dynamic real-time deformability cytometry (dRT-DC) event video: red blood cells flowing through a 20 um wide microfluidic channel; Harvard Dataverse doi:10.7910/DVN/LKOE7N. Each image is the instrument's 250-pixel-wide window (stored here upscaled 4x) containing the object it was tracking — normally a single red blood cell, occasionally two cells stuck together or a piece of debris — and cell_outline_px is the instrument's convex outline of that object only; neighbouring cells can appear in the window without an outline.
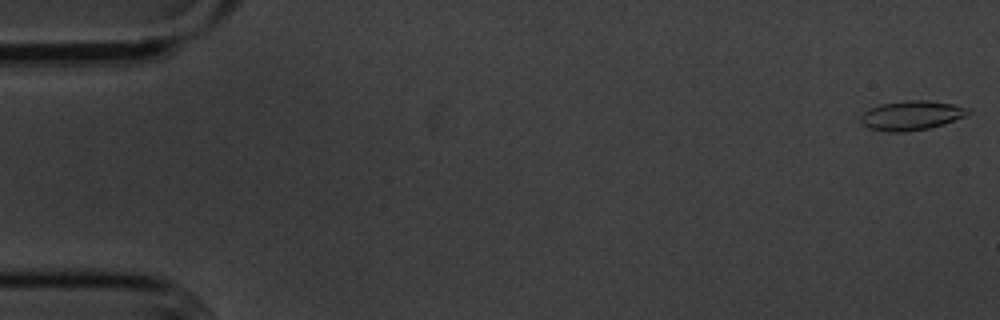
{"species": "common noctule bat (a hibernating species)", "species_latin": "Nyctalus noctula", "temperature_condition": "cold", "stored_images_in_passage": 51, "camera_frame_rate_fps": 3000, "um_per_image_px": 0.085, "animal": {"sex": "male", "body_mass_g": 20.1, "forearm_length_mm": 53.5}, "frame": {"image": 1, "passage_image": 1, "time_ms": 0.0, "image_size_px": [1000, 320], "cell_outline_px": [[972, 112], [964, 116], [944, 124], [928, 128], [904, 132], [888, 132], [868, 128], [860, 124], [860, 116], [868, 108], [880, 104], [904, 100], [924, 100], [952, 104], [972, 108]], "centroid_in_image_um": [77.44, 9.81], "position_along_channel_um": 7.6, "area_um2": 18.61}}
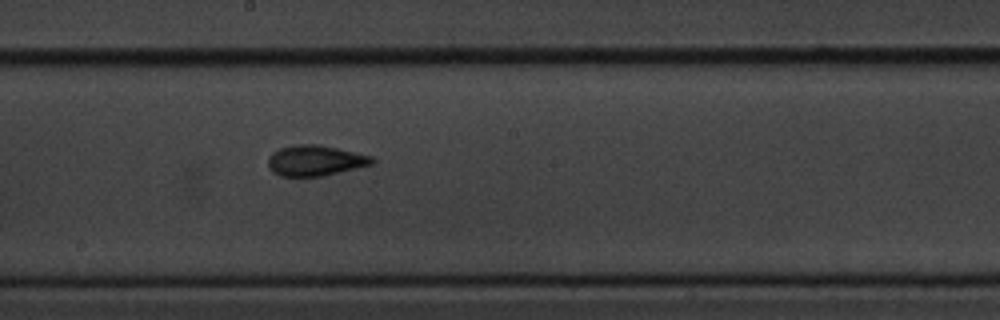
{"frame": {"image": 2, "passage_image": 30, "time_ms": 9.667, "image_size_px": [1000, 320], "cell_outline_px": [[376, 160], [372, 164], [356, 168], [320, 176], [280, 176], [272, 172], [268, 168], [268, 156], [272, 152], [280, 148], [296, 144], [320, 144], [372, 156]], "centroid_in_image_um": [26.76, 13.63], "position_along_channel_um": 221.4, "area_um2": 18.55}}
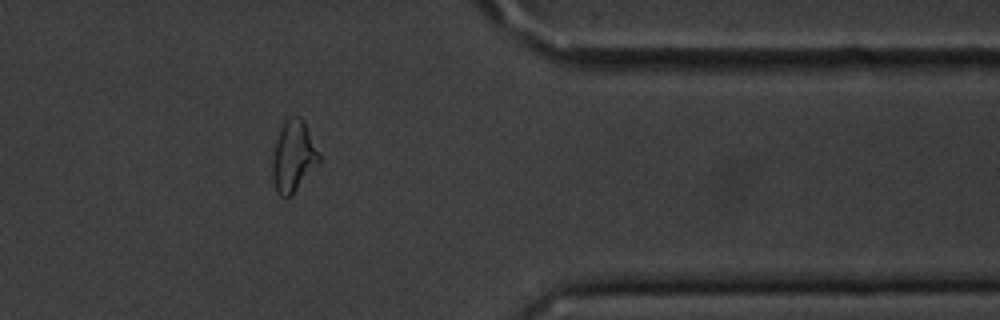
{"frame": {"image": 3, "passage_image": 45, "time_ms": 14.667, "image_size_px": [1000, 320], "cell_outline_px": [[320, 160], [292, 196], [280, 196], [276, 192], [272, 176], [272, 160], [276, 140], [280, 128], [292, 116], [300, 116], [304, 120], [320, 156]], "centroid_in_image_um": [24.92, 13.31], "position_along_channel_um": 386.5, "area_um2": 19.07}, "authors_computed_cell_mechanics": {"area_um2": 18.0914, "velocity_mm_per_s": 3.6164, "shape_relaxation_time_tau1_ms": 5.1542, "shape_relaxation_time_tau2_ms": 2.8025, "deformation_change_tau1": 0.1148, "deformation_change_tau2": 0.085}}